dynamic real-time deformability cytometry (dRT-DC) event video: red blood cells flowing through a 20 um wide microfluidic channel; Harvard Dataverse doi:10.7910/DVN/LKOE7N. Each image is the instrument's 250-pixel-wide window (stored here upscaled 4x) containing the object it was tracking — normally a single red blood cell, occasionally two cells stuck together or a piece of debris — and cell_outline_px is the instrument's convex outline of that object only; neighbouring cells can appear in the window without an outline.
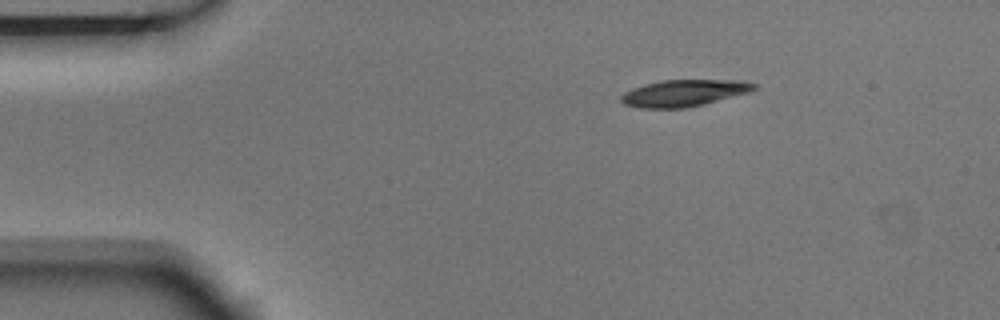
{"species": "Egyptian fruit bat (a non-hibernating species)", "species_latin": "Rousettus aegyptiacus", "temperature_condition": "room temperature", "stored_images_in_passage": 4, "segment_of_instrument_passage": [1, 2], "camera_frame_rate_fps": 3000, "um_per_image_px": 0.085, "animal": {"sex": "male"}, "frame": {"image": 1, "passage_image": 1, "time_ms": 0.0, "image_size_px": [1000, 320], "cell_outline_px": [[760, 88], [752, 92], [704, 104], [684, 108], [640, 108], [624, 104], [620, 100], [620, 96], [624, 92], [632, 88], [644, 84], [660, 80], [744, 80], [760, 84]], "centroid_in_image_um": [58.22, 7.9], "position_along_channel_um": 26.8, "area_um2": 21.15}}